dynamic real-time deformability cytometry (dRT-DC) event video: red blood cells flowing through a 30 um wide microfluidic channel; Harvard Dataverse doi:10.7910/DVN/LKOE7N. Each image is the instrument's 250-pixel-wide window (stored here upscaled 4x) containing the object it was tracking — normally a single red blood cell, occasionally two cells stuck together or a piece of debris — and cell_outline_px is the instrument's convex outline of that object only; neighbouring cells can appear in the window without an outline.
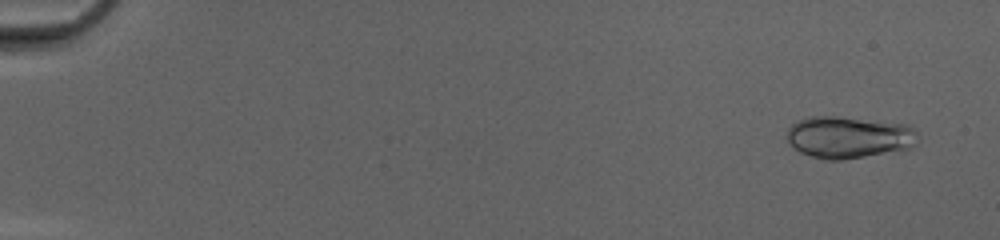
{"species": "common noctule bat (a hibernating species)", "species_latin": "Nyctalus noctula", "temperature_condition": "cold", "stored_images_in_passage": 50, "camera_frame_rate_fps": 3000, "um_per_image_px": 0.085, "animal": {"sex": "female", "body_mass_g": 20.0, "forearm_length_mm": 54.0}, "frame": {"image": 1, "passage_image": 3, "time_ms": 0.667, "image_size_px": [1000, 240], "cell_outline_px": [[920, 136], [916, 144], [908, 148], [864, 156], [840, 160], [824, 160], [800, 152], [792, 148], [788, 144], [784, 136], [788, 128], [796, 120], [808, 116], [836, 116], [876, 120], [908, 124], [916, 128]], "centroid_in_image_um": [72.11, 11.64], "position_along_channel_um": 12.9, "area_um2": 32.6}}
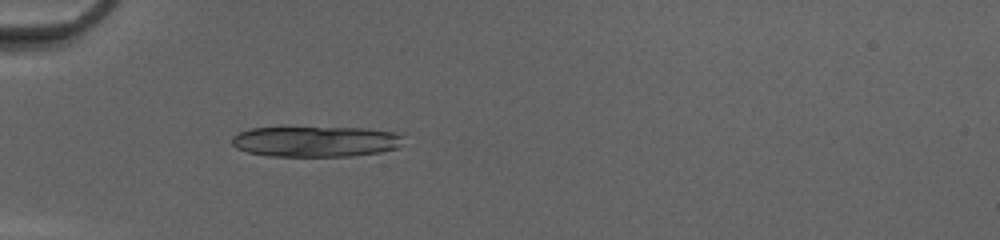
{"frame": {"image": 2, "passage_image": 17, "time_ms": 5.333, "image_size_px": [1000, 240], "cell_outline_px": [[404, 136], [400, 144], [396, 148], [380, 152], [352, 156], [268, 156], [248, 152], [236, 148], [232, 144], [232, 136], [240, 132], [252, 128], [368, 128], [396, 132]], "centroid_in_image_um": [26.85, 12.03], "position_along_channel_um": 58.2, "area_um2": 30.58}}